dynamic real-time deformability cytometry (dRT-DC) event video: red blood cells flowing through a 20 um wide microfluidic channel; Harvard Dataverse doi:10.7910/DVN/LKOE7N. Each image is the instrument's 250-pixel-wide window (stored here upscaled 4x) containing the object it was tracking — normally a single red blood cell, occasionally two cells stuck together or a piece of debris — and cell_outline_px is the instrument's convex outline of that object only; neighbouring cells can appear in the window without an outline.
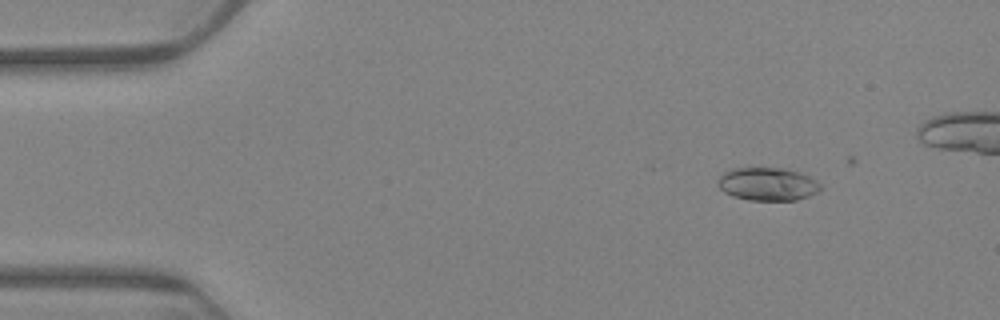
{"species": "Egyptian fruit bat (a non-hibernating species)", "species_latin": "Rousettus aegyptiacus", "temperature_condition": "warm", "stored_images_in_passage": 20, "camera_frame_rate_fps": 3000, "um_per_image_px": 0.085, "animal": {"sex": "female"}, "frame": {"image": 1, "passage_image": 8, "time_ms": 2.333, "image_size_px": [1000, 320], "cell_outline_px": [[820, 188], [816, 192], [808, 196], [796, 200], [748, 200], [732, 196], [724, 192], [720, 188], [716, 180], [724, 172], [732, 168], [780, 168], [800, 172], [816, 180], [820, 184]], "centroid_in_image_um": [65.21, 15.64], "position_along_channel_um": 19.8, "area_um2": 19.71}}